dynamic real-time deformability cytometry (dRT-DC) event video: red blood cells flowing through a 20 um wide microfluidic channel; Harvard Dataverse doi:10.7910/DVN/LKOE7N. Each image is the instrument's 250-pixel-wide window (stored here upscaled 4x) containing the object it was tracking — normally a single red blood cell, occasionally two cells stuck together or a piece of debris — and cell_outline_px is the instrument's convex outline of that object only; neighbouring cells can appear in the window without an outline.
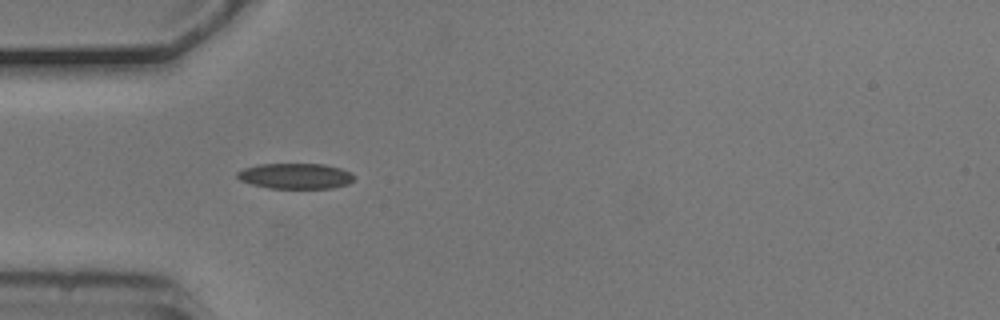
{"species": "common noctule bat (a hibernating species)", "species_latin": "Nyctalus noctula", "temperature_condition": "cold", "stored_images_in_passage": 6, "camera_frame_rate_fps": 3000, "um_per_image_px": 0.085, "animal": {"sex": "male", "body_mass_g": 20.5, "forearm_length_mm": 52.5}, "frame": {"image": 1, "passage_image": 2, "time_ms": 0.333, "image_size_px": [1000, 320], "cell_outline_px": [[352, 180], [348, 184], [332, 188], [268, 188], [252, 184], [240, 180], [236, 176], [236, 172], [244, 168], [260, 164], [324, 164], [340, 168], [348, 172], [352, 176]], "centroid_in_image_um": [25.06, 14.96], "position_along_channel_um": 59.9, "area_um2": 17.22}}
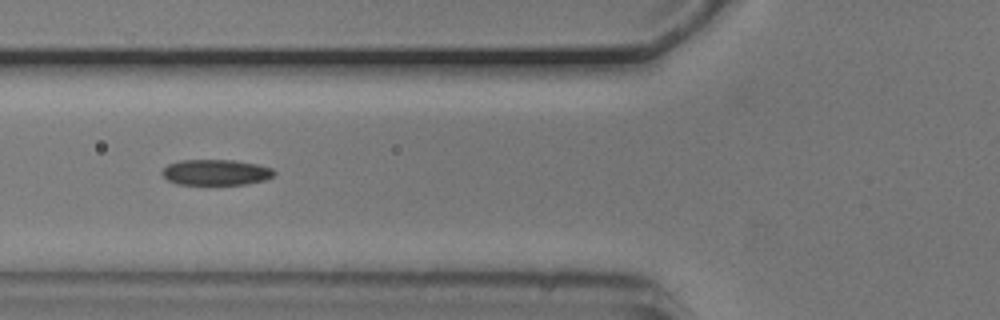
{"frame": {"image": 2, "passage_image": 3, "time_ms": 0.667, "image_size_px": [1000, 320], "cell_outline_px": [[276, 172], [272, 176], [264, 180], [244, 184], [176, 184], [168, 180], [160, 172], [168, 164], [180, 160], [232, 160], [256, 164], [272, 168]], "centroid_in_image_um": [18.32, 14.64], "position_along_channel_um": 107.5, "area_um2": 16.65}}
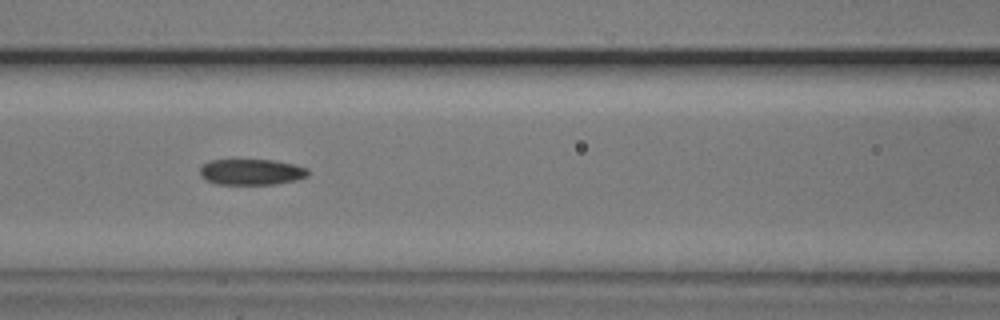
{"frame": {"image": 3, "passage_image": 4, "time_ms": 1.0, "image_size_px": [1000, 320], "cell_outline_px": [[308, 176], [296, 180], [276, 184], [216, 184], [200, 176], [200, 168], [208, 160], [272, 160], [292, 164], [308, 168]], "centroid_in_image_um": [21.37, 14.62], "position_along_channel_um": 145.2, "area_um2": 16.24}}